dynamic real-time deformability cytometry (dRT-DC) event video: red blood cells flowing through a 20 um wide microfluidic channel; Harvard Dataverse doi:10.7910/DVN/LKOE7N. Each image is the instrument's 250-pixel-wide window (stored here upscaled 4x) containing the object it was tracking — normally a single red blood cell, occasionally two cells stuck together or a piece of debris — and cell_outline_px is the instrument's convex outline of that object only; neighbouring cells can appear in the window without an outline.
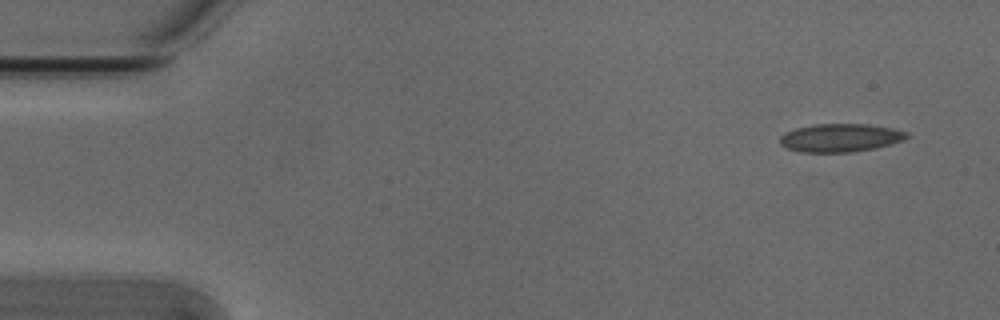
{"species": "Egyptian fruit bat (a non-hibernating species)", "species_latin": "Rousettus aegyptiacus", "temperature_condition": "cold", "stored_images_in_passage": 5, "segment_of_instrument_passage": [1, 2], "camera_frame_rate_fps": 3000, "um_per_image_px": 0.085, "animal": {"sex": "male"}, "frame": {"image": 1, "passage_image": 1, "time_ms": 0.0, "image_size_px": [1000, 320], "cell_outline_px": [[908, 136], [904, 140], [892, 144], [852, 152], [800, 152], [788, 148], [780, 144], [780, 136], [784, 132], [796, 128], [812, 124], [868, 124], [892, 128], [908, 132]], "centroid_in_image_um": [71.42, 11.7], "position_along_channel_um": 13.6, "area_um2": 20.87}}
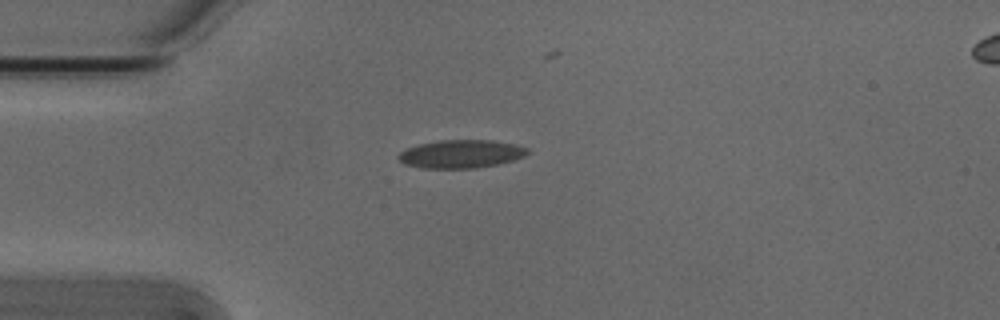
{"frame": {"image": 2, "passage_image": 4, "time_ms": 1.0, "image_size_px": [1000, 320], "cell_outline_px": [[528, 152], [524, 156], [512, 160], [496, 164], [476, 168], [420, 168], [404, 164], [396, 156], [400, 152], [408, 148], [420, 144], [440, 140], [492, 140], [512, 144], [528, 148]], "centroid_in_image_um": [39.15, 13.09], "position_along_channel_um": 45.8, "area_um2": 20.98}}